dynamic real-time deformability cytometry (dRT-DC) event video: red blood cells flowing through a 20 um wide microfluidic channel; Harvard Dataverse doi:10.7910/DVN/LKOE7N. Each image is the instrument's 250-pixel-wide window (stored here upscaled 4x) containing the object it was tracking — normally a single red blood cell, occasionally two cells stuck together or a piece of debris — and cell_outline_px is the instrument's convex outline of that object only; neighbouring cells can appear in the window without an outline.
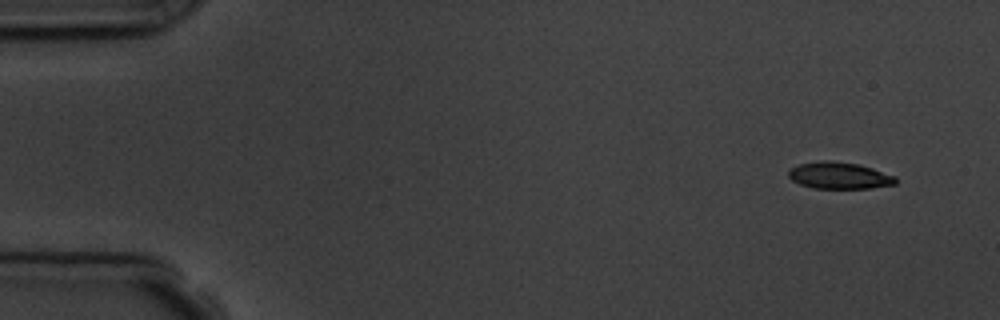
{"species": "common noctule bat (a hibernating species)", "species_latin": "Nyctalus noctula", "temperature_condition": "room temperature", "stored_images_in_passage": 8, "camera_frame_rate_fps": 3000, "um_per_image_px": 0.085, "animal": {"sex": "male", "body_mass_g": 19.5, "forearm_length_mm": 54.6}, "frame": {"image": 1, "passage_image": 1, "time_ms": 0.0, "image_size_px": [1000, 320], "cell_outline_px": [[896, 184], [872, 188], [812, 188], [800, 184], [792, 180], [788, 176], [788, 172], [792, 168], [800, 164], [824, 160], [832, 160], [860, 164], [896, 176]], "centroid_in_image_um": [71.36, 14.92], "position_along_channel_um": 13.6, "area_um2": 16.7}}
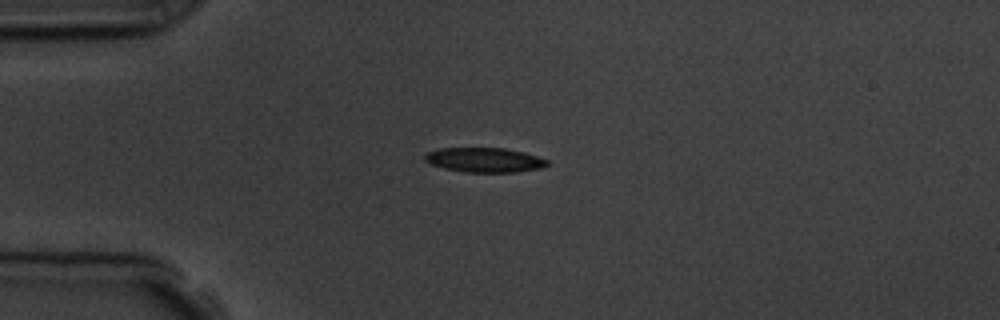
{"frame": {"image": 2, "passage_image": 4, "time_ms": 3.333, "image_size_px": [1000, 320], "cell_outline_px": [[548, 164], [540, 168], [516, 172], [464, 172], [444, 168], [432, 164], [424, 160], [424, 156], [428, 152], [440, 148], [504, 148], [524, 152], [548, 160]], "centroid_in_image_um": [41.17, 13.59], "position_along_channel_um": 43.8, "area_um2": 17.4}}